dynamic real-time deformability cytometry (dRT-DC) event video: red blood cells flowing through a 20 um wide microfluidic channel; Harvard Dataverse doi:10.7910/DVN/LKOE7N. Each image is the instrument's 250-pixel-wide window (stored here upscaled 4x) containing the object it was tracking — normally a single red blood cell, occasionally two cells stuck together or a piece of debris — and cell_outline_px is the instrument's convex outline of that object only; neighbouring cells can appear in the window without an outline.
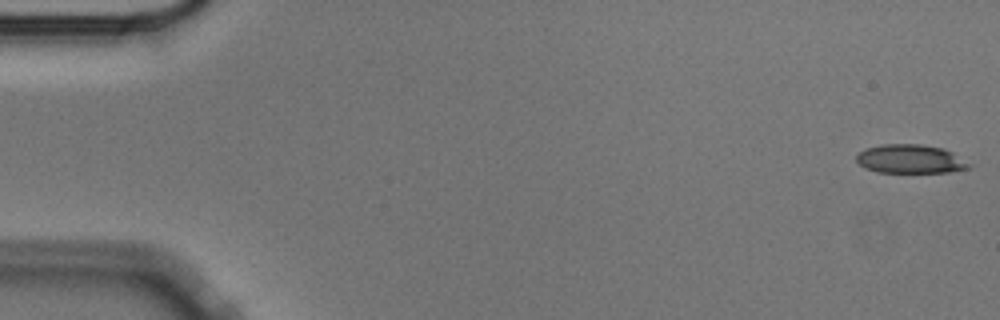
{"species": "Egyptian fruit bat (a non-hibernating species)", "species_latin": "Rousettus aegyptiacus", "temperature_condition": "cold", "stored_images_in_passage": 56, "camera_frame_rate_fps": 3000, "um_per_image_px": 0.085, "animal": {"sex": "male"}, "frame": {"image": 1, "passage_image": 1, "time_ms": 0.0, "image_size_px": [1000, 320], "cell_outline_px": [[972, 164], [968, 168], [948, 172], [876, 172], [864, 168], [856, 160], [856, 156], [860, 152], [868, 148], [880, 144], [920, 144], [944, 148], [952, 152]], "centroid_in_image_um": [77.38, 13.51], "position_along_channel_um": 7.6, "area_um2": 18.84}}
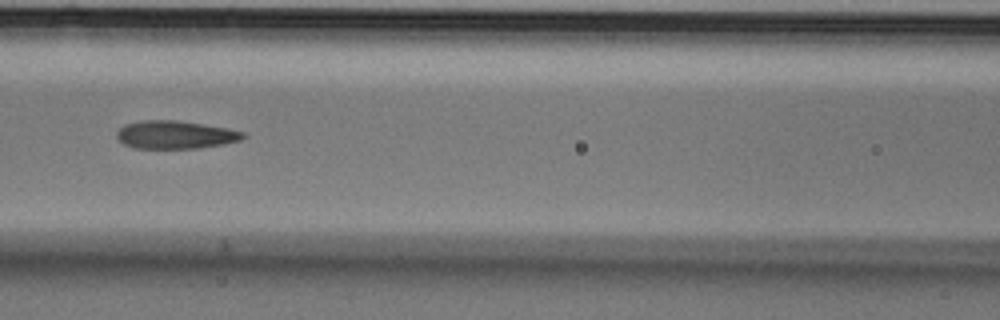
{"frame": {"image": 2, "passage_image": 25, "time_ms": 8.0, "image_size_px": [1000, 320], "cell_outline_px": [[248, 136], [240, 140], [224, 144], [200, 148], [132, 148], [124, 144], [116, 136], [116, 132], [124, 124], [140, 120], [176, 120], [228, 128], [244, 132]], "centroid_in_image_um": [14.9, 11.45], "position_along_channel_um": 151.7, "area_um2": 20.75}}
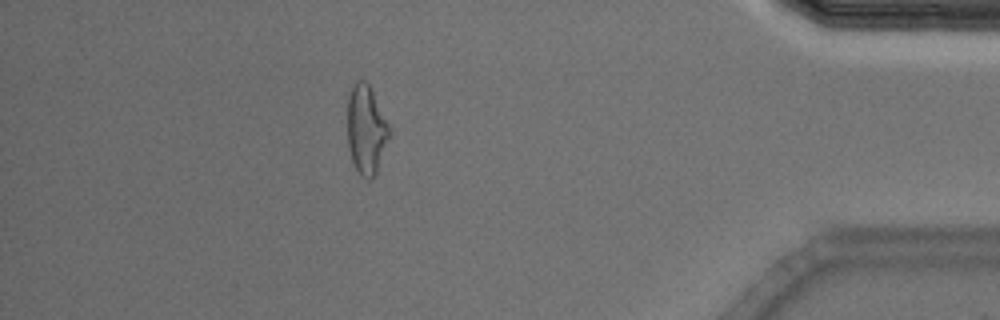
{"frame": {"image": 3, "passage_image": 50, "time_ms": 16.333, "image_size_px": [1000, 320], "cell_outline_px": [[388, 136], [376, 172], [372, 180], [368, 180], [360, 176], [352, 160], [348, 148], [348, 96], [356, 80], [364, 80], [368, 84], [388, 124]], "centroid_in_image_um": [31.08, 11.04], "position_along_channel_um": 404.1, "area_um2": 20.98}, "authors_computed_cell_mechanics": {"area_um2": 20.9236, "velocity_mm_per_s": 3.5473, "shape_relaxation_time_tau1_ms": 9.4177, "shape_relaxation_time_tau2_ms": 2.3437, "deformation_change_tau1": 0.2197, "deformation_change_tau2": 0.109}}